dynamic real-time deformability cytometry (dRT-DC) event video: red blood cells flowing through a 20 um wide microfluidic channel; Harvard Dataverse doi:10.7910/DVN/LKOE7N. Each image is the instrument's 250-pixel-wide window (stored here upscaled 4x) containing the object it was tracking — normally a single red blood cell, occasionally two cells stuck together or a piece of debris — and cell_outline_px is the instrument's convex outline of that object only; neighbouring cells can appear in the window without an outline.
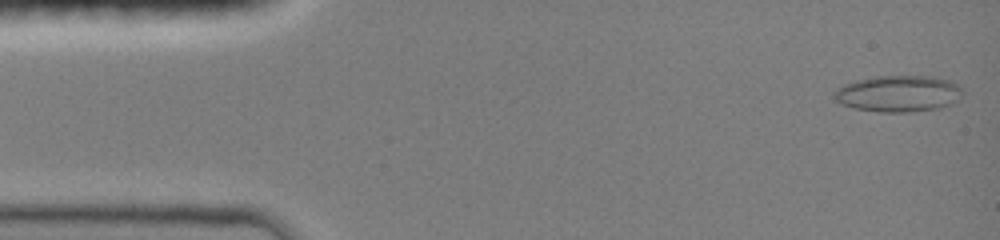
{"species": "common noctule bat (a hibernating species)", "species_latin": "Nyctalus noctula", "temperature_condition": "room temperature", "stored_images_in_passage": 47, "camera_frame_rate_fps": 3000, "um_per_image_px": 0.085, "animal": {"sex": "female", "body_mass_g": 19.0, "forearm_length_mm": 51.5}, "frame": {"image": 1, "passage_image": 1, "time_ms": 0.0, "image_size_px": [1000, 240], "cell_outline_px": [[960, 100], [940, 108], [908, 112], [880, 112], [856, 108], [840, 104], [832, 96], [832, 92], [836, 88], [844, 84], [856, 80], [876, 76], [932, 76], [948, 80], [956, 84], [960, 88]], "centroid_in_image_um": [76.32, 7.96], "position_along_channel_um": 8.7, "area_um2": 27.28}}
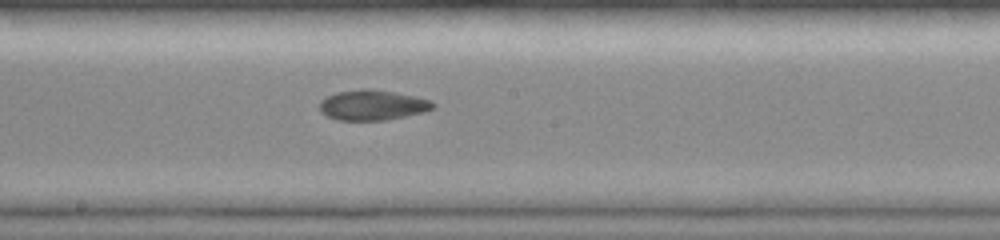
{"frame": {"image": 2, "passage_image": 25, "time_ms": 8.0, "image_size_px": [1000, 240], "cell_outline_px": [[436, 108], [424, 112], [384, 120], [336, 120], [320, 112], [320, 100], [336, 92], [360, 88], [372, 88], [416, 96], [432, 100], [436, 104]], "centroid_in_image_um": [31.69, 8.92], "position_along_channel_um": 216.5, "area_um2": 20.23}}
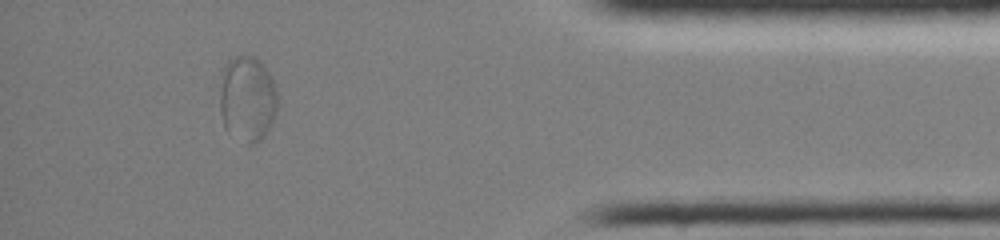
{"frame": {"image": 3, "passage_image": 42, "time_ms": 13.667, "image_size_px": [1000, 240], "cell_outline_px": [[276, 116], [272, 124], [264, 136], [256, 144], [248, 144], [228, 132], [224, 128], [220, 112], [220, 72], [228, 60], [232, 56], [252, 56], [260, 60], [264, 64], [272, 76], [276, 84]], "centroid_in_image_um": [21.02, 8.37], "position_along_channel_um": 414.2, "area_um2": 29.48}, "authors_computed_cell_mechanics": {"area_um2": 21.097, "velocity_mm_per_s": 4.0041, "shape_relaxation_time_tau1_ms": null, "shape_relaxation_time_tau2_ms": 2.2184, "deformation_change_tau1": null, "deformation_change_tau2": 0.0618}}